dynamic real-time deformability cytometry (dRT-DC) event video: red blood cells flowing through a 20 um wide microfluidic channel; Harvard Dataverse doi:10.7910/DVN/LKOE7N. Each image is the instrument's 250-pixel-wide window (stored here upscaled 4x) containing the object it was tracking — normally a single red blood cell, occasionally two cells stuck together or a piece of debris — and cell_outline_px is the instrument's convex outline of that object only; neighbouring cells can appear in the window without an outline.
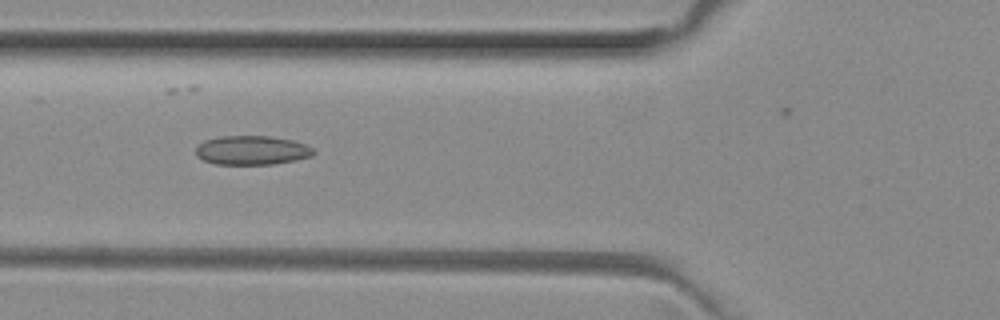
{"species": "common noctule bat (a hibernating species)", "species_latin": "Nyctalus noctula", "temperature_condition": "room temperature", "stored_images_in_passage": 44, "camera_frame_rate_fps": 3000, "um_per_image_px": 0.085, "animal": {"sex": "female", "body_mass_g": 29.2, "forearm_length_mm": 56.3}, "frame": {"image": 1, "passage_image": 18, "time_ms": 5.667, "image_size_px": [1000, 320], "cell_outline_px": [[316, 152], [312, 156], [296, 160], [272, 164], [216, 164], [204, 160], [196, 156], [196, 148], [204, 140], [220, 136], [268, 136], [292, 140], [304, 144], [312, 148]], "centroid_in_image_um": [21.41, 12.77], "position_along_channel_um": 104.4, "area_um2": 19.88}}
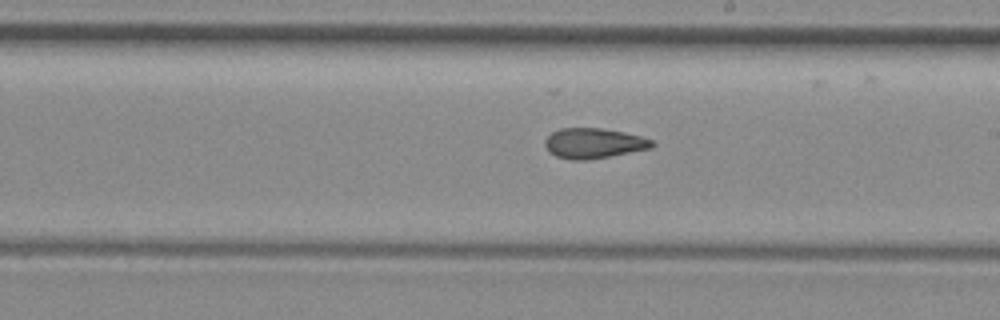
{"frame": {"image": 2, "passage_image": 28, "time_ms": 9.0, "image_size_px": [1000, 320], "cell_outline_px": [[656, 144], [652, 148], [588, 160], [572, 160], [556, 156], [548, 152], [544, 144], [544, 140], [552, 132], [560, 128], [600, 128], [624, 132], [640, 136], [652, 140]], "centroid_in_image_um": [50.45, 12.18], "position_along_channel_um": 238.6, "area_um2": 18.9}}
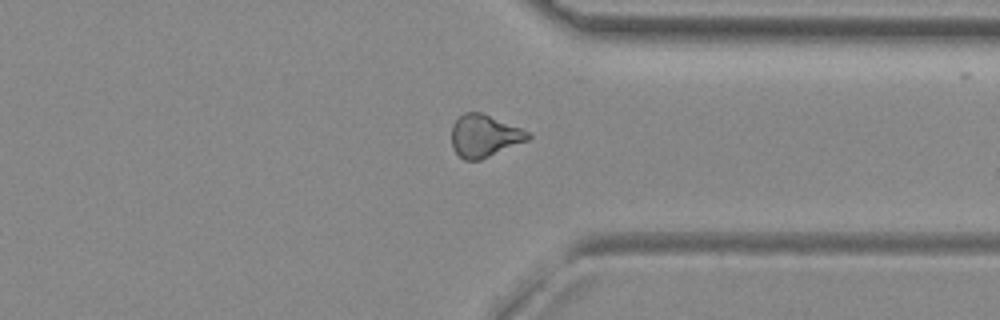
{"frame": {"image": 3, "passage_image": 38, "time_ms": 12.333, "image_size_px": [1000, 320], "cell_outline_px": [[532, 136], [528, 140], [480, 160], [464, 160], [452, 148], [452, 124], [464, 112], [480, 112], [532, 132]], "centroid_in_image_um": [41.18, 11.55], "position_along_channel_um": 370.2, "area_um2": 18.84}}